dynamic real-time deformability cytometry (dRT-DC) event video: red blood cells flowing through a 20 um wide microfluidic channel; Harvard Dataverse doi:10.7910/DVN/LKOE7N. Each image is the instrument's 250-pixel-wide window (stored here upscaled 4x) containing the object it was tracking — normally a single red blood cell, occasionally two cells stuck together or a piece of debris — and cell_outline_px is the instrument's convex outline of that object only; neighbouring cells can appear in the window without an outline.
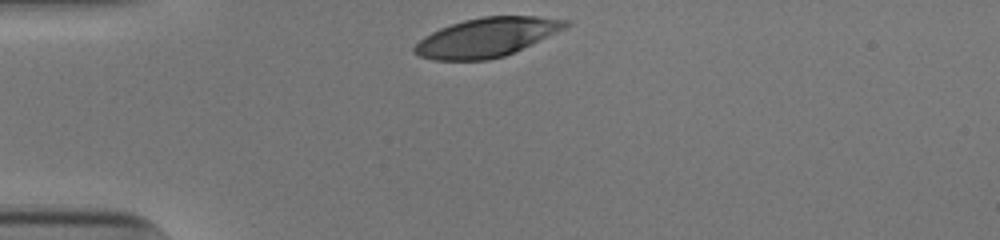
{"species": "human", "species_latin": "Homo sapiens", "temperature_condition": "cold", "stored_images_in_passage": 30, "camera_frame_rate_fps": 3000, "um_per_image_px": 0.085, "donor": {"sex": "male"}, "frame": {"image": 1, "passage_image": 1, "time_ms": 0.0, "image_size_px": [1000, 240], "cell_outline_px": [[572, 24], [556, 32], [504, 56], [488, 60], [432, 60], [420, 56], [412, 52], [412, 48], [424, 36], [440, 28], [464, 20], [484, 16], [536, 16], [572, 20]], "centroid_in_image_um": [41.35, 3.17], "position_along_channel_um": 43.7, "area_um2": 34.1}}
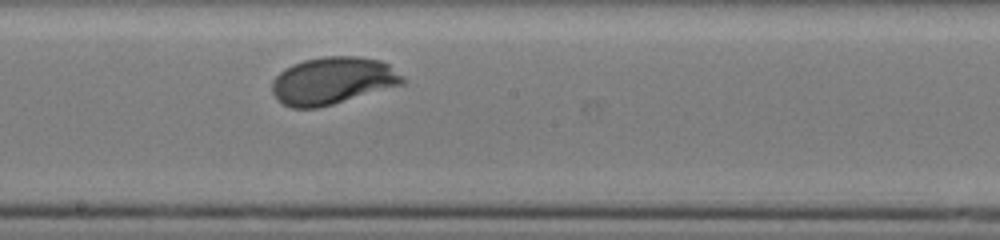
{"frame": {"image": 2, "passage_image": 17, "time_ms": 5.333, "image_size_px": [1000, 240], "cell_outline_px": [[408, 80], [404, 84], [332, 104], [316, 108], [292, 108], [276, 100], [272, 92], [272, 80], [284, 68], [292, 64], [304, 60], [324, 56], [360, 56], [380, 60], [388, 64], [404, 76]], "centroid_in_image_um": [28.28, 6.85], "position_along_channel_um": 219.9, "area_um2": 36.18}}
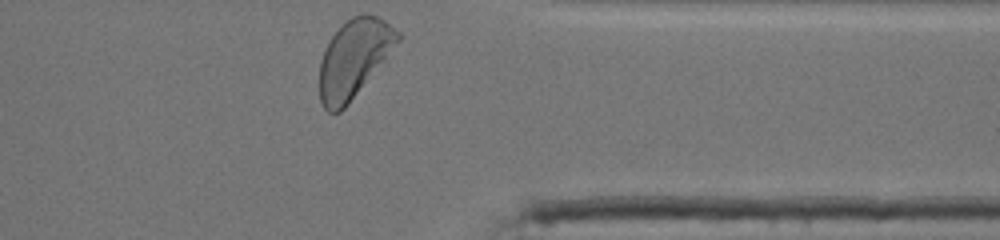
{"frame": {"image": 3, "passage_image": 30, "time_ms": 9.667, "image_size_px": [1000, 240], "cell_outline_px": [[400, 40], [384, 60], [348, 104], [340, 112], [328, 112], [324, 108], [320, 100], [320, 60], [324, 48], [328, 40], [352, 16], [364, 12], [376, 16], [384, 20], [400, 32]], "centroid_in_image_um": [30.07, 4.96], "position_along_channel_um": 381.3, "area_um2": 35.08}, "authors_computed_cell_mechanics": {"area_um2": 35.6626, "velocity_mm_per_s": 3.8627, "shape_relaxation_time_tau1_ms": 2.6653, "shape_relaxation_time_tau2_ms": null, "deformation_change_tau1": 0.1601, "deformation_change_tau2": null}}